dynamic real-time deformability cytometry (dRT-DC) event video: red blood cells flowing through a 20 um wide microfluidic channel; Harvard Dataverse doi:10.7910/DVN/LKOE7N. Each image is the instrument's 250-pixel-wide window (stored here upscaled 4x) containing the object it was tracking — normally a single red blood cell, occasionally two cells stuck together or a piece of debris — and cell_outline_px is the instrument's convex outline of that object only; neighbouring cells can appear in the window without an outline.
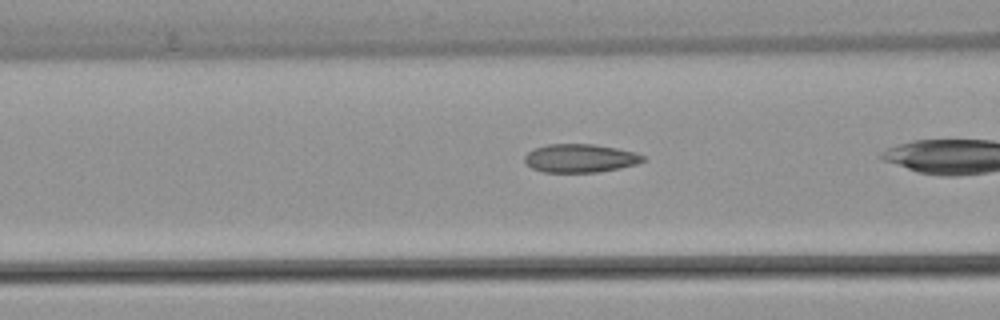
{"species": "common noctule bat (a hibernating species)", "species_latin": "Nyctalus noctula", "temperature_condition": "warm", "stored_images_in_passage": 38, "camera_frame_rate_fps": 3000, "um_per_image_px": 0.085, "animal": {"sex": "female", "body_mass_g": 22.7, "forearm_length_mm": 54.2}, "frame": {"image": 1, "passage_image": 17, "time_ms": 5.333, "image_size_px": [1000, 320], "cell_outline_px": [[644, 160], [636, 164], [620, 168], [596, 172], [544, 172], [532, 168], [524, 164], [524, 156], [532, 148], [548, 144], [592, 144], [616, 148], [636, 152], [644, 156]], "centroid_in_image_um": [49.26, 13.44], "position_along_channel_um": 117.3, "area_um2": 19.65}}